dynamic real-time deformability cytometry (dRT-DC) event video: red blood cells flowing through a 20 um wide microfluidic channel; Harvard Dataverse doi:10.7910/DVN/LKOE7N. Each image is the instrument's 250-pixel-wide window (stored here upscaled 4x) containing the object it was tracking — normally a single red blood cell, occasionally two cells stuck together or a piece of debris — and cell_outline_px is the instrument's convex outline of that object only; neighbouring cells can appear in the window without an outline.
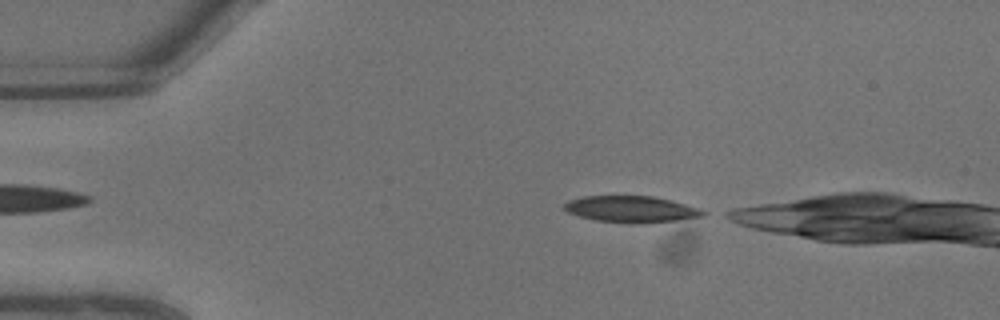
{"species": "common noctule bat (a hibernating species)", "species_latin": "Nyctalus noctula", "temperature_condition": "warm", "stored_images_in_passage": 3, "camera_frame_rate_fps": 3000, "um_per_image_px": 0.085, "animal": {"sex": "male", "body_mass_g": 13.3}, "frame": {"image": 1, "passage_image": 1, "time_ms": 0.0, "image_size_px": [1000, 320], "cell_outline_px": [[708, 212], [704, 216], [676, 220], [640, 224], [632, 224], [596, 220], [580, 216], [568, 212], [564, 208], [564, 204], [568, 200], [584, 196], [652, 196], [672, 200], [700, 208]], "centroid_in_image_um": [53.69, 17.78], "position_along_channel_um": 31.3, "area_um2": 21.5}}